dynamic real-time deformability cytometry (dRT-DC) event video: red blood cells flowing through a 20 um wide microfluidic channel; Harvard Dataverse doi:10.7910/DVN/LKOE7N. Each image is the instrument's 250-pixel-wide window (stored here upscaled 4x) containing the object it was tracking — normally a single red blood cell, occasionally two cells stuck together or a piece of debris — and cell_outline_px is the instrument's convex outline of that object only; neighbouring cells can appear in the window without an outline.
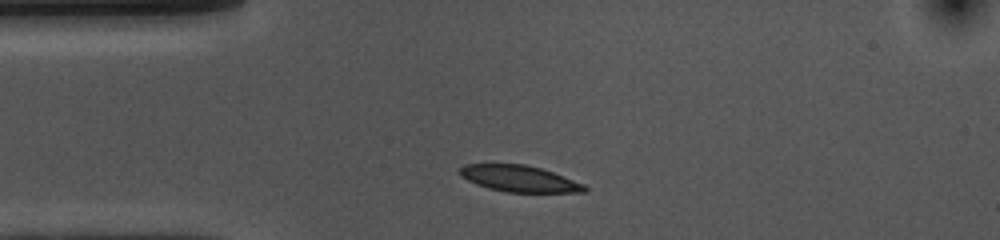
{"species": "common noctule bat (a hibernating species)", "species_latin": "Nyctalus noctula", "temperature_condition": "cold", "stored_images_in_passage": 36, "camera_frame_rate_fps": 3000, "um_per_image_px": 0.085, "animal": {"sex": "female", "body_mass_g": 10.0, "forearm_length_mm": 53.1}, "frame": {"image": 1, "passage_image": 4, "time_ms": 1.0, "image_size_px": [1000, 240], "cell_outline_px": [[588, 188], [584, 192], [508, 192], [488, 188], [476, 184], [460, 176], [456, 172], [464, 164], [524, 164], [540, 168], [552, 172], [584, 184]], "centroid_in_image_um": [44.09, 15.18], "position_along_channel_um": 40.9, "area_um2": 19.07}}
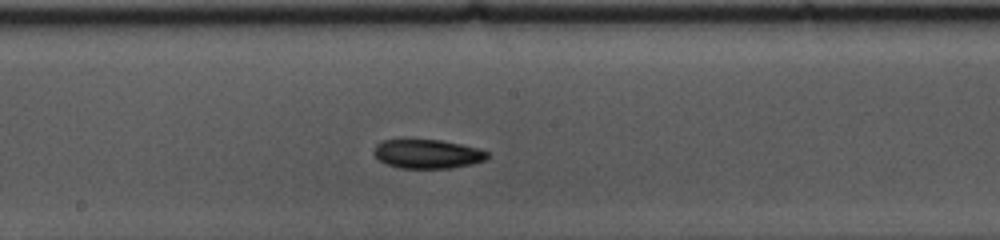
{"frame": {"image": 2, "passage_image": 20, "time_ms": 6.333, "image_size_px": [1000, 240], "cell_outline_px": [[488, 156], [484, 160], [472, 164], [452, 168], [396, 168], [384, 164], [372, 152], [376, 144], [384, 140], [440, 140], [480, 148], [488, 152]], "centroid_in_image_um": [36.32, 13.09], "position_along_channel_um": 211.9, "area_um2": 19.25}}
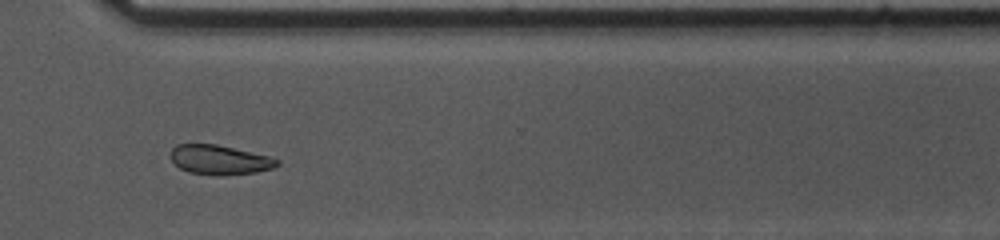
{"frame": {"image": 3, "passage_image": 32, "time_ms": 10.333, "image_size_px": [1000, 240], "cell_outline_px": [[280, 164], [272, 168], [256, 172], [188, 172], [180, 168], [168, 156], [168, 152], [176, 144], [216, 144], [272, 156], [280, 160]], "centroid_in_image_um": [18.65, 13.51], "position_along_channel_um": 351.9, "area_um2": 17.63}, "authors_computed_cell_mechanics": {"area_um2": 19.5364, "velocity_mm_per_s": 3.5049, "shape_relaxation_time_tau1_ms": 2.5191, "shape_relaxation_time_tau2_ms": null, "deformation_change_tau1": 0.0997, "deformation_change_tau2": null}}